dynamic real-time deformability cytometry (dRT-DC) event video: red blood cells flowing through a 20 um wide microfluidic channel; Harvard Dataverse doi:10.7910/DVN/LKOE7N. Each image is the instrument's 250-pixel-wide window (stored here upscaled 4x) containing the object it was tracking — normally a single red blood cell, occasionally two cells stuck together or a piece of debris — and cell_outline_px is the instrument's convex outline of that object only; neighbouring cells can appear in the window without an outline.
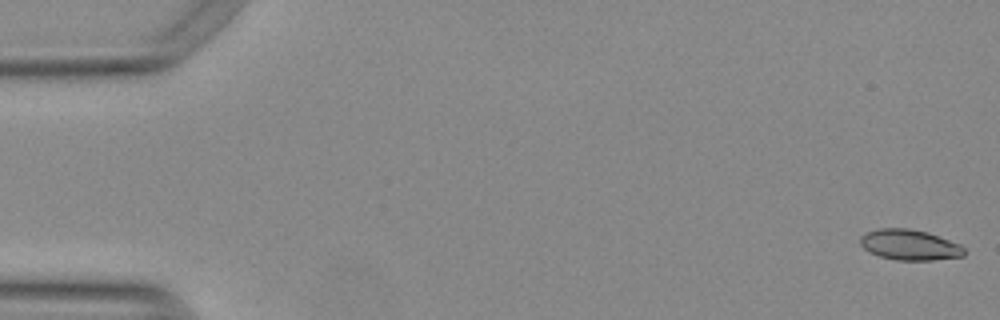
{"species": "Egyptian fruit bat (a non-hibernating species)", "species_latin": "Rousettus aegyptiacus", "temperature_condition": "warm", "stored_images_in_passage": 54, "camera_frame_rate_fps": 3000, "um_per_image_px": 0.085, "animal": {"sex": "female"}, "frame": {"image": 1, "passage_image": 1, "time_ms": 0.0, "image_size_px": [1000, 320], "cell_outline_px": [[964, 256], [932, 260], [896, 260], [880, 256], [868, 252], [860, 244], [860, 236], [868, 232], [880, 228], [908, 228], [928, 232], [960, 244], [964, 248]], "centroid_in_image_um": [77.31, 20.81], "position_along_channel_um": 7.7, "area_um2": 18.5}}
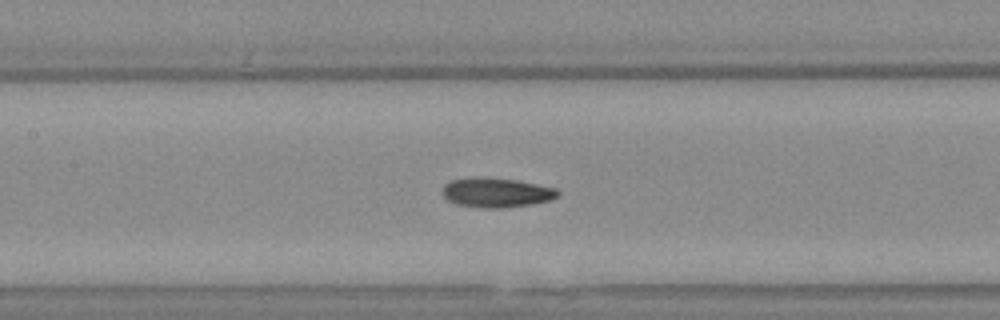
{"frame": {"image": 2, "passage_image": 25, "time_ms": 8.0, "image_size_px": [1000, 320], "cell_outline_px": [[560, 192], [556, 196], [548, 200], [532, 204], [504, 208], [480, 208], [456, 204], [448, 200], [440, 192], [444, 184], [452, 180], [472, 176], [480, 176], [516, 180], [556, 188]], "centroid_in_image_um": [42.12, 16.36], "position_along_channel_um": 165.3, "area_um2": 20.06}}
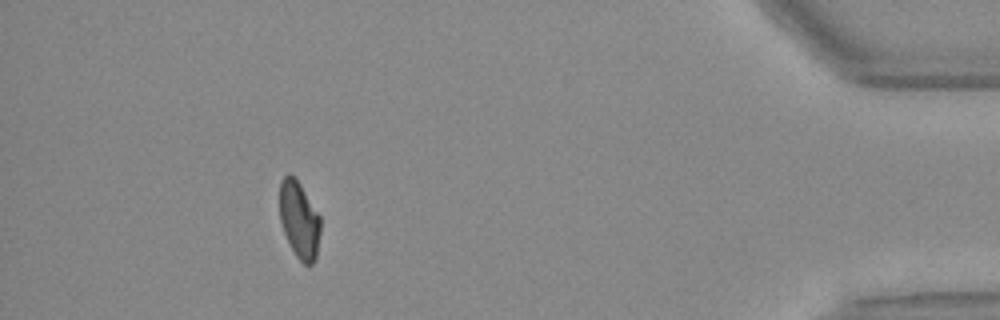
{"frame": {"image": 3, "passage_image": 49, "time_ms": 16.0, "image_size_px": [1000, 320], "cell_outline_px": [[320, 232], [316, 256], [312, 264], [304, 264], [296, 256], [284, 232], [280, 220], [280, 180], [288, 172], [296, 176], [320, 216]], "centroid_in_image_um": [25.43, 18.62], "position_along_channel_um": 409.8, "area_um2": 18.32}, "authors_computed_cell_mechanics": {"area_um2": 19.2763, "velocity_mm_per_s": 3.79, "shape_relaxation_time_tau1_ms": null, "shape_relaxation_time_tau2_ms": 3.0802, "deformation_change_tau1": null, "deformation_change_tau2": 0.0883}}